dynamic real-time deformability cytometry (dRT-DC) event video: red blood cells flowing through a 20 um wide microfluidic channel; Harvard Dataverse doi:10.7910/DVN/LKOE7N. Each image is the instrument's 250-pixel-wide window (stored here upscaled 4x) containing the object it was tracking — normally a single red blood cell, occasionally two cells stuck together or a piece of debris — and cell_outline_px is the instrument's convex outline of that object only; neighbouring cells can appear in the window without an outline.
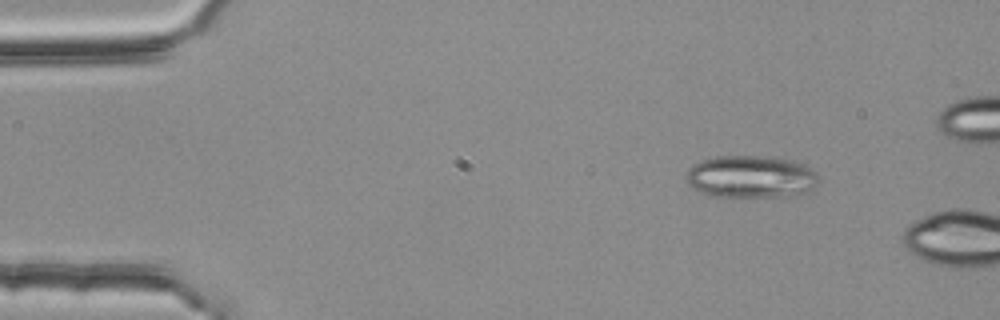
{"species": "common noctule bat (a hibernating species)", "species_latin": "Nyctalus noctula", "temperature_condition": "room temperature", "stored_images_in_passage": 4, "camera_frame_rate_fps": 3000, "um_per_image_px": 0.085, "animal": {"sex": "female", "body_mass_g": 25.1}, "frame": {"image": 1, "passage_image": 1, "time_ms": 0.0, "image_size_px": [1000, 320], "cell_outline_px": [[820, 180], [812, 188], [804, 192], [784, 196], [712, 196], [700, 192], [692, 188], [688, 184], [684, 176], [688, 168], [692, 164], [716, 156], [756, 156], [788, 160], [804, 164], [812, 168], [820, 176]], "centroid_in_image_um": [63.79, 15.02], "position_along_channel_um": 21.2, "area_um2": 32.6}}